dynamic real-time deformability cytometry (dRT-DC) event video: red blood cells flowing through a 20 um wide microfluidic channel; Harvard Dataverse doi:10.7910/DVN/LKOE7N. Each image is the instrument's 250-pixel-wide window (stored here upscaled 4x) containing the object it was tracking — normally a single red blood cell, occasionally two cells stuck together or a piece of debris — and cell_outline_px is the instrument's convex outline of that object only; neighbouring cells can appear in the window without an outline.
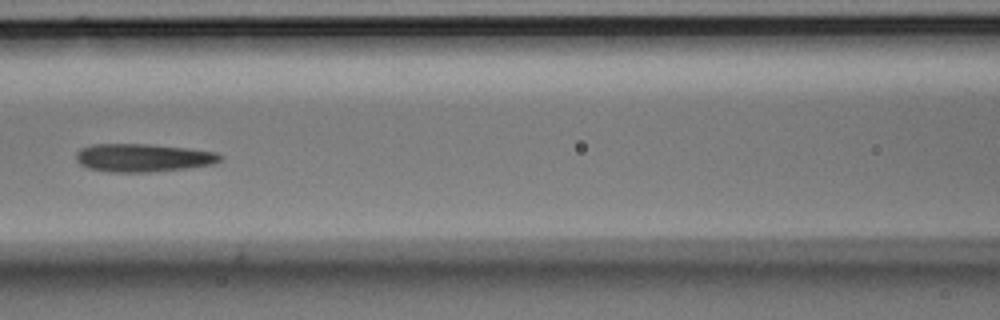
{"species": "Egyptian fruit bat (a non-hibernating species)", "species_latin": "Rousettus aegyptiacus", "temperature_condition": "room temperature", "stored_images_in_passage": 5, "camera_frame_rate_fps": 3000, "um_per_image_px": 0.085, "animal": {"sex": "male"}, "frame": {"image": 1, "passage_image": 5, "time_ms": 1.333, "image_size_px": [1000, 320], "cell_outline_px": [[224, 156], [216, 164], [184, 168], [148, 172], [112, 172], [88, 168], [80, 164], [76, 160], [76, 152], [80, 148], [92, 144], [148, 144], [188, 148], [216, 152]], "centroid_in_image_um": [12.16, 13.4], "position_along_channel_um": 154.4, "area_um2": 23.64}}